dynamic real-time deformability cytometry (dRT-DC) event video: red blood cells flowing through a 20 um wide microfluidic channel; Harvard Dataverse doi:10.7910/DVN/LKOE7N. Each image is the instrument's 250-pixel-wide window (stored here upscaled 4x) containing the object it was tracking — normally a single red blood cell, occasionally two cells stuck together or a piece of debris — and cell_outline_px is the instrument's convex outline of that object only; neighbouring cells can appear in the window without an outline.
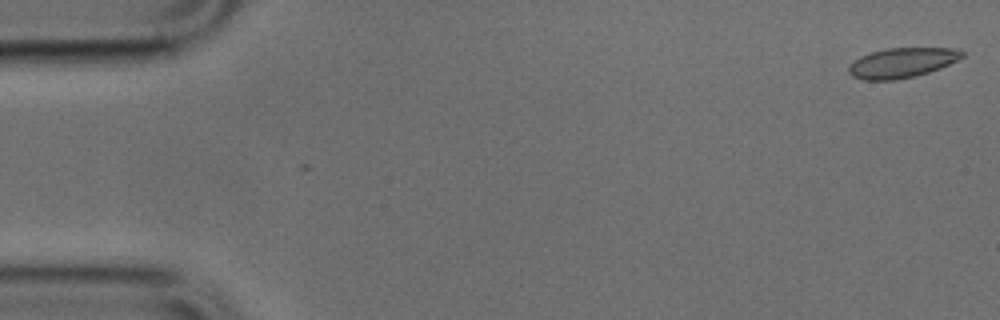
{"species": "common noctule bat (a hibernating species)", "species_latin": "Nyctalus noctula", "temperature_condition": "cold", "stored_images_in_passage": 51, "segment_of_instrument_passage": [1, 2], "camera_frame_rate_fps": 3000, "um_per_image_px": 0.085, "animal": {"sex": "male", "body_mass_g": 17.9, "forearm_length_mm": 54.2}, "frame": {"image": 1, "passage_image": 1, "time_ms": 0.0, "image_size_px": [1000, 320], "cell_outline_px": [[964, 56], [940, 68], [928, 72], [896, 80], [864, 80], [852, 76], [848, 72], [848, 68], [860, 56], [872, 52], [888, 48], [952, 48], [964, 52]], "centroid_in_image_um": [76.65, 5.33], "position_along_channel_um": 8.3, "area_um2": 19.42}}
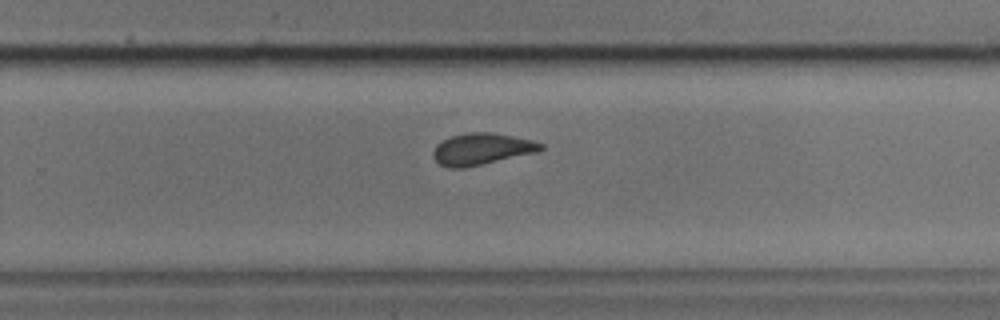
{"frame": {"image": 2, "passage_image": 32, "time_ms": 10.333, "image_size_px": [1000, 320], "cell_outline_px": [[544, 148], [540, 152], [464, 168], [448, 168], [440, 164], [432, 156], [432, 152], [436, 144], [452, 136], [468, 132], [492, 132], [532, 140], [544, 144]], "centroid_in_image_um": [40.97, 12.67], "position_along_channel_um": 288.8, "area_um2": 20.0}}
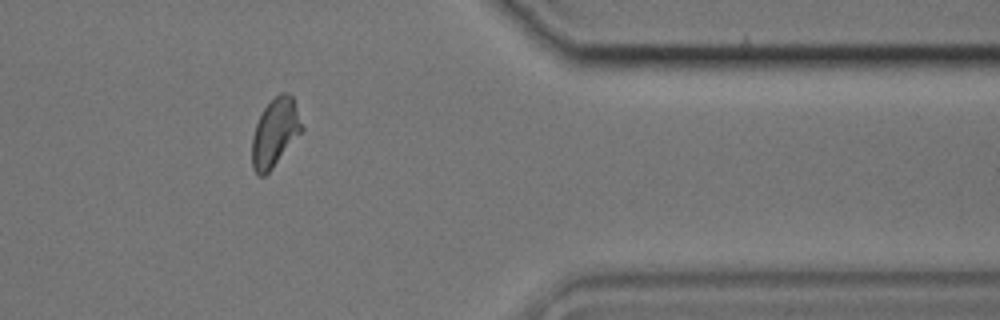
{"frame": {"image": 3, "passage_image": 41, "time_ms": 13.333, "image_size_px": [1000, 320], "cell_outline_px": [[304, 132], [272, 168], [264, 176], [260, 176], [252, 168], [252, 136], [256, 124], [264, 108], [280, 92], [288, 92], [292, 96], [304, 128]], "centroid_in_image_um": [23.4, 11.28], "position_along_channel_um": 388.0, "area_um2": 19.88}}